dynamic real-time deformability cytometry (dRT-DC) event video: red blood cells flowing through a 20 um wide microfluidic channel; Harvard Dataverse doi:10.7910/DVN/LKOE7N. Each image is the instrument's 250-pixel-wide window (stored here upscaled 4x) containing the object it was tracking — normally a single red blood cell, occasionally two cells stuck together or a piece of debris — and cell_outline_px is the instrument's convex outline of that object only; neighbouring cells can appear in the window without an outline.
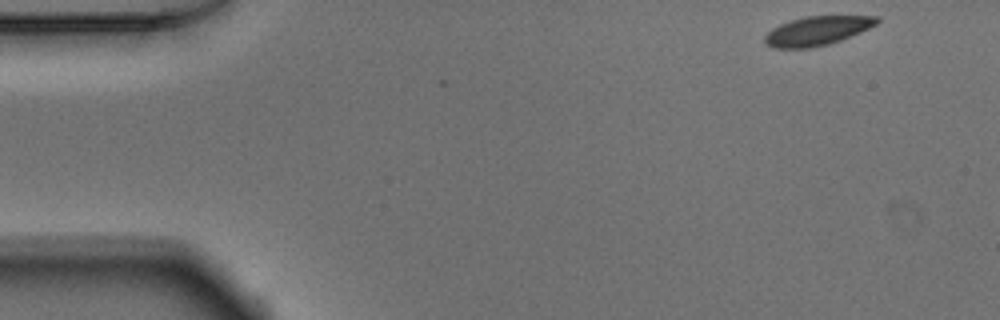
{"species": "Egyptian fruit bat (a non-hibernating species)", "species_latin": "Rousettus aegyptiacus", "temperature_condition": "warm", "stored_images_in_passage": 8, "camera_frame_rate_fps": 3000, "um_per_image_px": 0.085, "animal": {"sex": "male"}, "frame": {"image": 1, "passage_image": 1, "time_ms": 0.0, "image_size_px": [1000, 320], "cell_outline_px": [[880, 20], [876, 24], [860, 32], [840, 40], [828, 44], [812, 48], [772, 48], [764, 44], [764, 36], [772, 28], [780, 24], [804, 16], [876, 16]], "centroid_in_image_um": [69.41, 2.63], "position_along_channel_um": 15.6, "area_um2": 18.9}}